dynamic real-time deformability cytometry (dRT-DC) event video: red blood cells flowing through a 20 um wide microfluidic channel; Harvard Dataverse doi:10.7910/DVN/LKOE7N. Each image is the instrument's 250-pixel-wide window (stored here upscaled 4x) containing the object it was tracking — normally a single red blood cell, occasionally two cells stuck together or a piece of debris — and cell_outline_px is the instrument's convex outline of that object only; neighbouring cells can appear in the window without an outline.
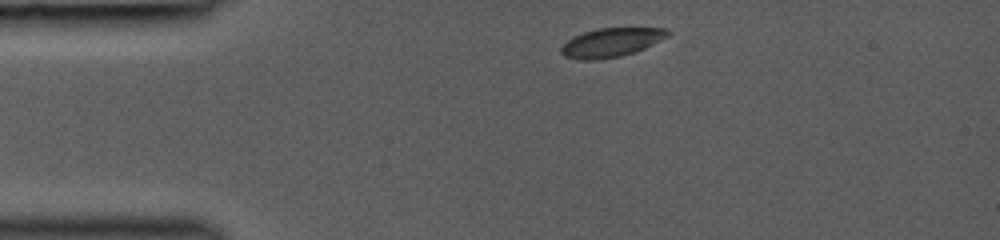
{"species": "common noctule bat (a hibernating species)", "species_latin": "Nyctalus noctula", "temperature_condition": "room temperature", "stored_images_in_passage": 10, "camera_frame_rate_fps": 3000, "um_per_image_px": 0.085, "animal": {"sex": "female", "body_mass_g": 19.0, "forearm_length_mm": 53.3}, "frame": {"image": 1, "passage_image": 1, "time_ms": 0.0, "image_size_px": [1000, 240], "cell_outline_px": [[672, 32], [668, 36], [644, 48], [620, 56], [596, 60], [580, 60], [564, 56], [560, 52], [560, 48], [568, 40], [584, 32], [596, 28], [668, 28]], "centroid_in_image_um": [51.96, 3.6], "position_along_channel_um": 33.0, "area_um2": 17.8}}
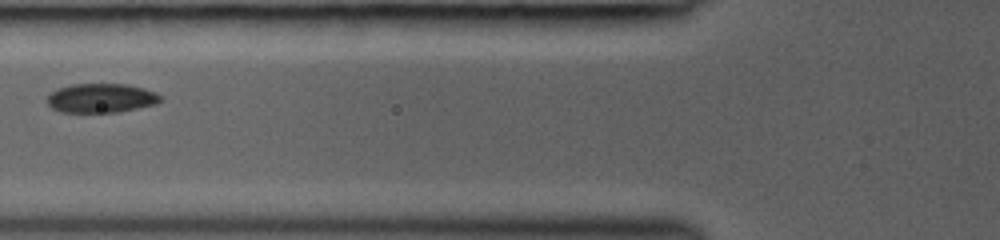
{"frame": {"image": 2, "passage_image": 7, "time_ms": 3.0, "image_size_px": [1000, 240], "cell_outline_px": [[164, 100], [156, 104], [116, 112], [60, 112], [52, 108], [48, 104], [48, 96], [56, 88], [72, 84], [128, 84], [144, 88], [156, 92]], "centroid_in_image_um": [8.61, 8.33], "position_along_channel_um": 117.2, "area_um2": 19.31}}
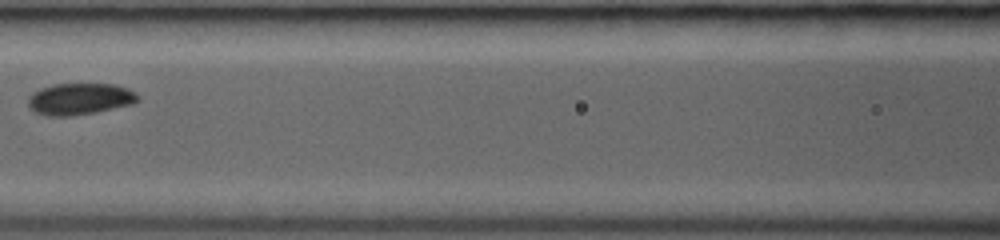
{"frame": {"image": 3, "passage_image": 9, "time_ms": 4.0, "image_size_px": [1000, 240], "cell_outline_px": [[140, 100], [132, 104], [96, 112], [72, 116], [48, 116], [36, 112], [28, 104], [28, 96], [40, 88], [52, 84], [112, 84], [128, 88], [136, 92], [140, 96]], "centroid_in_image_um": [6.81, 8.4], "position_along_channel_um": 159.8, "area_um2": 20.29}}